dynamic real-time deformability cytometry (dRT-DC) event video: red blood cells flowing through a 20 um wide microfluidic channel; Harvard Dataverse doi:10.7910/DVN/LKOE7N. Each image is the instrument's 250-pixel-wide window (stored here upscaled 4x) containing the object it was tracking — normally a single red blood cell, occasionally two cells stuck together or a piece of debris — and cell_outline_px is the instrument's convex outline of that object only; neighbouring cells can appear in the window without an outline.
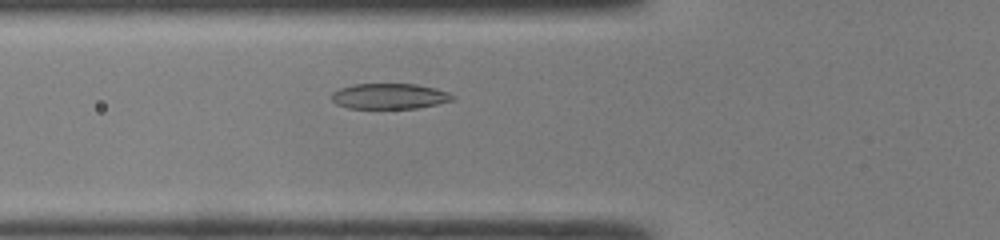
{"species": "common noctule bat (a hibernating species)", "species_latin": "Nyctalus noctula", "temperature_condition": "room temperature", "stored_images_in_passage": 39, "camera_frame_rate_fps": 3000, "um_per_image_px": 0.085, "animal": {"sex": "male", "body_mass_g": 19.0, "forearm_length_mm": 50.8}, "frame": {"image": 1, "passage_image": 9, "time_ms": 2.667, "image_size_px": [1000, 240], "cell_outline_px": [[456, 96], [452, 100], [436, 104], [416, 108], [348, 108], [336, 104], [332, 100], [332, 92], [340, 88], [352, 84], [416, 84], [436, 88], [448, 92]], "centroid_in_image_um": [33.1, 8.17], "position_along_channel_um": 92.7, "area_um2": 17.98}}
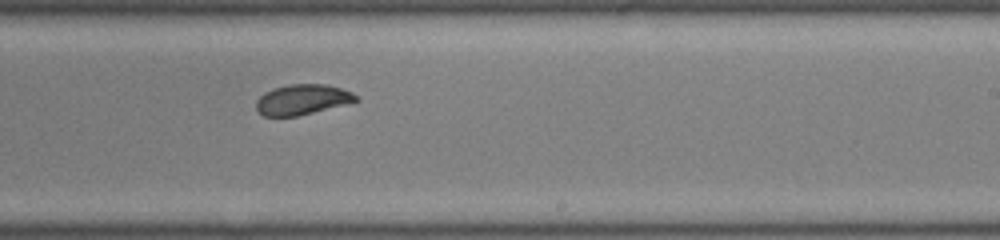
{"frame": {"image": 2, "passage_image": 21, "time_ms": 6.667, "image_size_px": [1000, 240], "cell_outline_px": [[360, 100], [296, 116], [264, 116], [256, 108], [256, 100], [264, 92], [272, 88], [292, 84], [324, 84], [340, 88], [352, 92]], "centroid_in_image_um": [25.66, 8.45], "position_along_channel_um": 263.3, "area_um2": 17.34}}
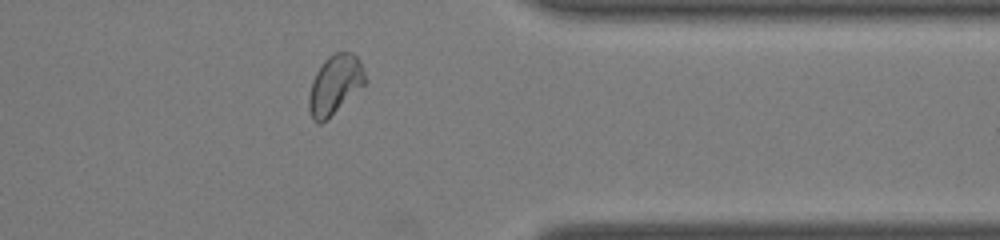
{"frame": {"image": 3, "passage_image": 30, "time_ms": 9.667, "image_size_px": [1000, 240], "cell_outline_px": [[368, 80], [364, 84], [320, 124], [316, 124], [312, 120], [308, 108], [308, 96], [312, 80], [316, 72], [324, 60], [328, 56], [336, 52], [352, 52], [360, 60], [364, 68]], "centroid_in_image_um": [28.45, 7.16], "position_along_channel_um": 382.9, "area_um2": 19.25}, "authors_computed_cell_mechanics": {"area_um2": 18.785, "velocity_mm_per_s": 4.2768, "shape_relaxation_time_tau1_ms": 2.7622, "shape_relaxation_time_tau2_ms": 0.89, "deformation_change_tau1": 0.137, "deformation_change_tau2": 0.0569}}